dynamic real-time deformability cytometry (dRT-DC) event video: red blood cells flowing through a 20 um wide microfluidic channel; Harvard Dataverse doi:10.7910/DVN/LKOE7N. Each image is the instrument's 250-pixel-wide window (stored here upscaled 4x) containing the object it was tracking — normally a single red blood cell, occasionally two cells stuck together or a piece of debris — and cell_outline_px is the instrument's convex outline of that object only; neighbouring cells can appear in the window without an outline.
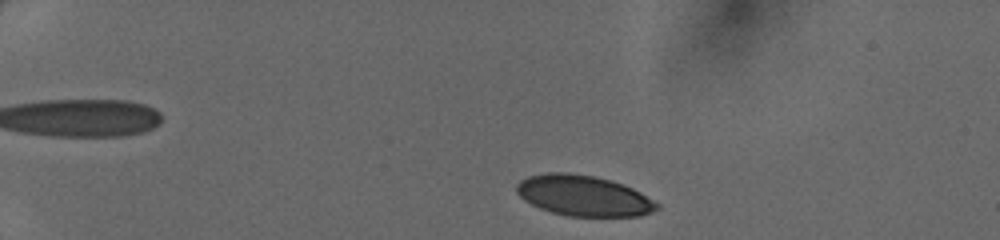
{"species": "human", "species_latin": "Homo sapiens", "temperature_condition": "cold", "stored_images_in_passage": 39, "camera_frame_rate_fps": 3000, "um_per_image_px": 0.085, "donor": {"sex": "female"}, "frame": {"image": 1, "passage_image": 2, "time_ms": 0.333, "image_size_px": [1000, 240], "cell_outline_px": [[660, 208], [652, 212], [640, 216], [568, 216], [552, 212], [540, 208], [524, 200], [516, 192], [516, 184], [520, 180], [528, 176], [548, 172], [568, 172], [592, 176], [608, 180], [632, 188], [640, 192], [660, 204]], "centroid_in_image_um": [49.59, 16.64], "position_along_channel_um": 35.4, "area_um2": 33.12}}
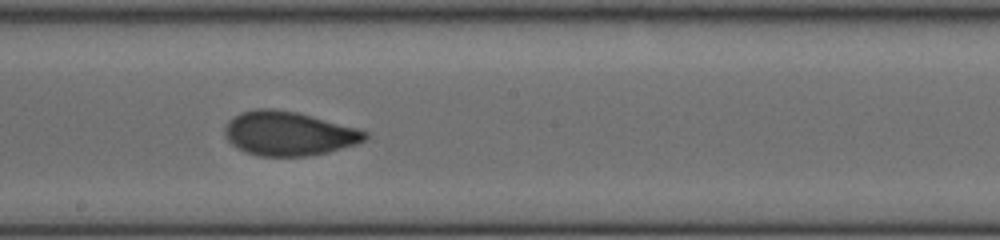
{"frame": {"image": 2, "passage_image": 21, "time_ms": 6.667, "image_size_px": [1000, 240], "cell_outline_px": [[368, 136], [364, 140], [356, 144], [328, 152], [308, 156], [256, 156], [244, 152], [236, 148], [224, 136], [224, 128], [228, 120], [232, 116], [240, 112], [256, 108], [272, 108], [296, 112], [312, 116], [356, 128], [368, 132]], "centroid_in_image_um": [24.47, 11.35], "position_along_channel_um": 223.7, "area_um2": 36.24}}
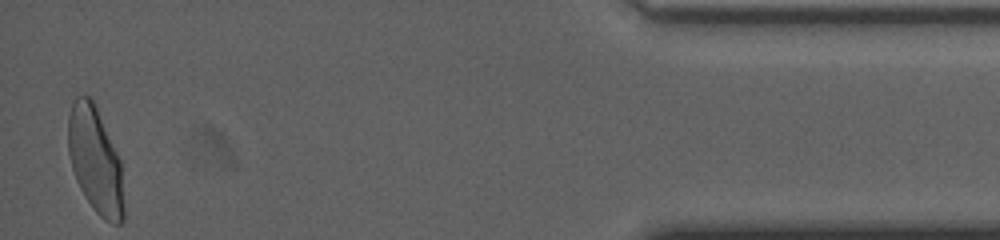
{"frame": {"image": 3, "passage_image": 39, "time_ms": 12.667, "image_size_px": [1000, 240], "cell_outline_px": [[124, 220], [120, 224], [112, 224], [104, 220], [96, 212], [84, 196], [76, 180], [72, 168], [68, 152], [68, 116], [72, 100], [76, 96], [92, 96], [120, 160], [124, 204]], "centroid_in_image_um": [8.09, 13.62], "position_along_channel_um": 427.1, "area_um2": 34.68}}